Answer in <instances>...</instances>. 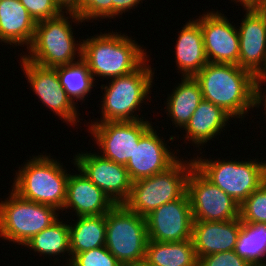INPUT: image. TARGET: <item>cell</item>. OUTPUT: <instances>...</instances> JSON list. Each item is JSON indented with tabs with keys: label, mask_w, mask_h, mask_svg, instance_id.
<instances>
[{
	"label": "cell",
	"mask_w": 266,
	"mask_h": 266,
	"mask_svg": "<svg viewBox=\"0 0 266 266\" xmlns=\"http://www.w3.org/2000/svg\"><path fill=\"white\" fill-rule=\"evenodd\" d=\"M194 78L203 100L220 106L233 118L243 120L255 108L254 95L261 81L238 65L208 62Z\"/></svg>",
	"instance_id": "cell-1"
},
{
	"label": "cell",
	"mask_w": 266,
	"mask_h": 266,
	"mask_svg": "<svg viewBox=\"0 0 266 266\" xmlns=\"http://www.w3.org/2000/svg\"><path fill=\"white\" fill-rule=\"evenodd\" d=\"M90 37L80 41L82 60L88 65L94 81L95 76L113 79L129 74L149 57L145 49L125 33L100 32Z\"/></svg>",
	"instance_id": "cell-2"
},
{
	"label": "cell",
	"mask_w": 266,
	"mask_h": 266,
	"mask_svg": "<svg viewBox=\"0 0 266 266\" xmlns=\"http://www.w3.org/2000/svg\"><path fill=\"white\" fill-rule=\"evenodd\" d=\"M71 21L77 24L83 22L79 16L68 10L55 18L37 22L33 41L27 48L29 54L24 53L21 56L40 66L53 68L80 61L82 42L75 40ZM76 54L79 55L77 61Z\"/></svg>",
	"instance_id": "cell-3"
},
{
	"label": "cell",
	"mask_w": 266,
	"mask_h": 266,
	"mask_svg": "<svg viewBox=\"0 0 266 266\" xmlns=\"http://www.w3.org/2000/svg\"><path fill=\"white\" fill-rule=\"evenodd\" d=\"M41 154L19 167L11 190L25 200L62 210L66 200L68 171L50 154Z\"/></svg>",
	"instance_id": "cell-4"
},
{
	"label": "cell",
	"mask_w": 266,
	"mask_h": 266,
	"mask_svg": "<svg viewBox=\"0 0 266 266\" xmlns=\"http://www.w3.org/2000/svg\"><path fill=\"white\" fill-rule=\"evenodd\" d=\"M147 61L149 62L148 58L129 74L110 79L108 86L101 85L105 91L101 101L102 116L97 122L91 123L144 119V117H138L136 111H140L142 103L150 99V88L153 87L155 76L153 68Z\"/></svg>",
	"instance_id": "cell-5"
},
{
	"label": "cell",
	"mask_w": 266,
	"mask_h": 266,
	"mask_svg": "<svg viewBox=\"0 0 266 266\" xmlns=\"http://www.w3.org/2000/svg\"><path fill=\"white\" fill-rule=\"evenodd\" d=\"M194 160H178L162 173L132 182L131 194L124 205L146 217L156 208L181 198L187 192V179Z\"/></svg>",
	"instance_id": "cell-6"
},
{
	"label": "cell",
	"mask_w": 266,
	"mask_h": 266,
	"mask_svg": "<svg viewBox=\"0 0 266 266\" xmlns=\"http://www.w3.org/2000/svg\"><path fill=\"white\" fill-rule=\"evenodd\" d=\"M108 251L123 265L145 261L148 233L146 219L124 204L115 205L105 214Z\"/></svg>",
	"instance_id": "cell-7"
},
{
	"label": "cell",
	"mask_w": 266,
	"mask_h": 266,
	"mask_svg": "<svg viewBox=\"0 0 266 266\" xmlns=\"http://www.w3.org/2000/svg\"><path fill=\"white\" fill-rule=\"evenodd\" d=\"M201 157H193L195 167L239 205L266 180V161H213Z\"/></svg>",
	"instance_id": "cell-8"
},
{
	"label": "cell",
	"mask_w": 266,
	"mask_h": 266,
	"mask_svg": "<svg viewBox=\"0 0 266 266\" xmlns=\"http://www.w3.org/2000/svg\"><path fill=\"white\" fill-rule=\"evenodd\" d=\"M57 211L52 206L25 200L12 190L6 200L0 201V238L24 246L60 219Z\"/></svg>",
	"instance_id": "cell-9"
},
{
	"label": "cell",
	"mask_w": 266,
	"mask_h": 266,
	"mask_svg": "<svg viewBox=\"0 0 266 266\" xmlns=\"http://www.w3.org/2000/svg\"><path fill=\"white\" fill-rule=\"evenodd\" d=\"M194 221H228L240 218V205L207 179L195 166L187 179Z\"/></svg>",
	"instance_id": "cell-10"
},
{
	"label": "cell",
	"mask_w": 266,
	"mask_h": 266,
	"mask_svg": "<svg viewBox=\"0 0 266 266\" xmlns=\"http://www.w3.org/2000/svg\"><path fill=\"white\" fill-rule=\"evenodd\" d=\"M145 120L91 123L88 130L101 149L103 158L126 165L133 155L135 145L152 126V123Z\"/></svg>",
	"instance_id": "cell-11"
},
{
	"label": "cell",
	"mask_w": 266,
	"mask_h": 266,
	"mask_svg": "<svg viewBox=\"0 0 266 266\" xmlns=\"http://www.w3.org/2000/svg\"><path fill=\"white\" fill-rule=\"evenodd\" d=\"M21 68L30 84V87L42 104L53 111L67 124L77 125L78 106H75L71 98L60 84L57 69L53 67H44L21 57ZM79 115H78V114Z\"/></svg>",
	"instance_id": "cell-12"
},
{
	"label": "cell",
	"mask_w": 266,
	"mask_h": 266,
	"mask_svg": "<svg viewBox=\"0 0 266 266\" xmlns=\"http://www.w3.org/2000/svg\"><path fill=\"white\" fill-rule=\"evenodd\" d=\"M77 154V155H76ZM73 164L111 200L124 204L131 194L132 181L125 165L103 158L99 153L77 152Z\"/></svg>",
	"instance_id": "cell-13"
},
{
	"label": "cell",
	"mask_w": 266,
	"mask_h": 266,
	"mask_svg": "<svg viewBox=\"0 0 266 266\" xmlns=\"http://www.w3.org/2000/svg\"><path fill=\"white\" fill-rule=\"evenodd\" d=\"M148 241L178 242L192 239L193 214L187 192L146 217Z\"/></svg>",
	"instance_id": "cell-14"
},
{
	"label": "cell",
	"mask_w": 266,
	"mask_h": 266,
	"mask_svg": "<svg viewBox=\"0 0 266 266\" xmlns=\"http://www.w3.org/2000/svg\"><path fill=\"white\" fill-rule=\"evenodd\" d=\"M207 12L195 20L201 27L208 61L238 65L240 43L236 26L221 12Z\"/></svg>",
	"instance_id": "cell-15"
},
{
	"label": "cell",
	"mask_w": 266,
	"mask_h": 266,
	"mask_svg": "<svg viewBox=\"0 0 266 266\" xmlns=\"http://www.w3.org/2000/svg\"><path fill=\"white\" fill-rule=\"evenodd\" d=\"M238 30V66L266 82V18L259 10H245Z\"/></svg>",
	"instance_id": "cell-16"
},
{
	"label": "cell",
	"mask_w": 266,
	"mask_h": 266,
	"mask_svg": "<svg viewBox=\"0 0 266 266\" xmlns=\"http://www.w3.org/2000/svg\"><path fill=\"white\" fill-rule=\"evenodd\" d=\"M154 129L152 125L141 136L132 157L125 165L132 182L162 173L181 159L176 156L177 152L173 153L168 149L165 140Z\"/></svg>",
	"instance_id": "cell-17"
},
{
	"label": "cell",
	"mask_w": 266,
	"mask_h": 266,
	"mask_svg": "<svg viewBox=\"0 0 266 266\" xmlns=\"http://www.w3.org/2000/svg\"><path fill=\"white\" fill-rule=\"evenodd\" d=\"M69 174L66 200L61 211L73 209L76 217L106 214L116 204L77 168Z\"/></svg>",
	"instance_id": "cell-18"
},
{
	"label": "cell",
	"mask_w": 266,
	"mask_h": 266,
	"mask_svg": "<svg viewBox=\"0 0 266 266\" xmlns=\"http://www.w3.org/2000/svg\"><path fill=\"white\" fill-rule=\"evenodd\" d=\"M242 227L240 218L228 221H194L192 241L197 258L235 249Z\"/></svg>",
	"instance_id": "cell-19"
},
{
	"label": "cell",
	"mask_w": 266,
	"mask_h": 266,
	"mask_svg": "<svg viewBox=\"0 0 266 266\" xmlns=\"http://www.w3.org/2000/svg\"><path fill=\"white\" fill-rule=\"evenodd\" d=\"M35 28V20L19 0H0L1 44L13 47L26 45L28 48L33 41Z\"/></svg>",
	"instance_id": "cell-20"
},
{
	"label": "cell",
	"mask_w": 266,
	"mask_h": 266,
	"mask_svg": "<svg viewBox=\"0 0 266 266\" xmlns=\"http://www.w3.org/2000/svg\"><path fill=\"white\" fill-rule=\"evenodd\" d=\"M175 64L183 77H194L209 62L200 24L190 19L180 30L175 45Z\"/></svg>",
	"instance_id": "cell-21"
},
{
	"label": "cell",
	"mask_w": 266,
	"mask_h": 266,
	"mask_svg": "<svg viewBox=\"0 0 266 266\" xmlns=\"http://www.w3.org/2000/svg\"><path fill=\"white\" fill-rule=\"evenodd\" d=\"M230 119H232V116L223 108L212 102L202 100L183 128L186 133L183 139L186 138V141H192L196 147L203 146L215 138L216 135H220Z\"/></svg>",
	"instance_id": "cell-22"
},
{
	"label": "cell",
	"mask_w": 266,
	"mask_h": 266,
	"mask_svg": "<svg viewBox=\"0 0 266 266\" xmlns=\"http://www.w3.org/2000/svg\"><path fill=\"white\" fill-rule=\"evenodd\" d=\"M177 85L168 95L164 110L166 109L174 126L183 130L203 97L200 85L194 77H182L181 83Z\"/></svg>",
	"instance_id": "cell-23"
},
{
	"label": "cell",
	"mask_w": 266,
	"mask_h": 266,
	"mask_svg": "<svg viewBox=\"0 0 266 266\" xmlns=\"http://www.w3.org/2000/svg\"><path fill=\"white\" fill-rule=\"evenodd\" d=\"M70 231V258L67 264L80 252L105 246L106 219L105 214L97 216H80L75 223L69 224Z\"/></svg>",
	"instance_id": "cell-24"
},
{
	"label": "cell",
	"mask_w": 266,
	"mask_h": 266,
	"mask_svg": "<svg viewBox=\"0 0 266 266\" xmlns=\"http://www.w3.org/2000/svg\"><path fill=\"white\" fill-rule=\"evenodd\" d=\"M144 262L150 266H198L192 239L178 242L148 241Z\"/></svg>",
	"instance_id": "cell-25"
},
{
	"label": "cell",
	"mask_w": 266,
	"mask_h": 266,
	"mask_svg": "<svg viewBox=\"0 0 266 266\" xmlns=\"http://www.w3.org/2000/svg\"><path fill=\"white\" fill-rule=\"evenodd\" d=\"M34 252L40 253V255L53 256V262L59 261L60 254L65 252L70 256V231L69 224L63 223V220L59 219L51 226L43 229L40 233L34 235L25 245ZM47 255V256H46ZM59 256V257H56Z\"/></svg>",
	"instance_id": "cell-26"
},
{
	"label": "cell",
	"mask_w": 266,
	"mask_h": 266,
	"mask_svg": "<svg viewBox=\"0 0 266 266\" xmlns=\"http://www.w3.org/2000/svg\"><path fill=\"white\" fill-rule=\"evenodd\" d=\"M234 251L250 265H265L266 223H242Z\"/></svg>",
	"instance_id": "cell-27"
},
{
	"label": "cell",
	"mask_w": 266,
	"mask_h": 266,
	"mask_svg": "<svg viewBox=\"0 0 266 266\" xmlns=\"http://www.w3.org/2000/svg\"><path fill=\"white\" fill-rule=\"evenodd\" d=\"M55 68L60 84L71 100L76 104L78 100L84 102V98L88 97L87 94L91 92L95 84L88 65L81 59L76 63Z\"/></svg>",
	"instance_id": "cell-28"
},
{
	"label": "cell",
	"mask_w": 266,
	"mask_h": 266,
	"mask_svg": "<svg viewBox=\"0 0 266 266\" xmlns=\"http://www.w3.org/2000/svg\"><path fill=\"white\" fill-rule=\"evenodd\" d=\"M66 10L79 16L83 22L112 19L114 18V0H73Z\"/></svg>",
	"instance_id": "cell-29"
},
{
	"label": "cell",
	"mask_w": 266,
	"mask_h": 266,
	"mask_svg": "<svg viewBox=\"0 0 266 266\" xmlns=\"http://www.w3.org/2000/svg\"><path fill=\"white\" fill-rule=\"evenodd\" d=\"M242 223H266V180L240 205Z\"/></svg>",
	"instance_id": "cell-30"
},
{
	"label": "cell",
	"mask_w": 266,
	"mask_h": 266,
	"mask_svg": "<svg viewBox=\"0 0 266 266\" xmlns=\"http://www.w3.org/2000/svg\"><path fill=\"white\" fill-rule=\"evenodd\" d=\"M68 266H123L106 248L101 246L76 254Z\"/></svg>",
	"instance_id": "cell-31"
},
{
	"label": "cell",
	"mask_w": 266,
	"mask_h": 266,
	"mask_svg": "<svg viewBox=\"0 0 266 266\" xmlns=\"http://www.w3.org/2000/svg\"><path fill=\"white\" fill-rule=\"evenodd\" d=\"M27 9L35 22L52 19L59 16L63 10L57 0H19Z\"/></svg>",
	"instance_id": "cell-32"
},
{
	"label": "cell",
	"mask_w": 266,
	"mask_h": 266,
	"mask_svg": "<svg viewBox=\"0 0 266 266\" xmlns=\"http://www.w3.org/2000/svg\"><path fill=\"white\" fill-rule=\"evenodd\" d=\"M198 266H251L244 258L239 257L236 252H218L198 259Z\"/></svg>",
	"instance_id": "cell-33"
},
{
	"label": "cell",
	"mask_w": 266,
	"mask_h": 266,
	"mask_svg": "<svg viewBox=\"0 0 266 266\" xmlns=\"http://www.w3.org/2000/svg\"><path fill=\"white\" fill-rule=\"evenodd\" d=\"M142 2L143 0H114V18L130 11L134 7L137 8V5Z\"/></svg>",
	"instance_id": "cell-34"
},
{
	"label": "cell",
	"mask_w": 266,
	"mask_h": 266,
	"mask_svg": "<svg viewBox=\"0 0 266 266\" xmlns=\"http://www.w3.org/2000/svg\"><path fill=\"white\" fill-rule=\"evenodd\" d=\"M261 86H262V82L258 85L255 95H254V107H257V106L259 107L260 105L264 103L263 106H264L265 116H266V89L263 91L264 88H262Z\"/></svg>",
	"instance_id": "cell-35"
},
{
	"label": "cell",
	"mask_w": 266,
	"mask_h": 266,
	"mask_svg": "<svg viewBox=\"0 0 266 266\" xmlns=\"http://www.w3.org/2000/svg\"><path fill=\"white\" fill-rule=\"evenodd\" d=\"M240 3L244 10H258L263 4L264 0H231Z\"/></svg>",
	"instance_id": "cell-36"
},
{
	"label": "cell",
	"mask_w": 266,
	"mask_h": 266,
	"mask_svg": "<svg viewBox=\"0 0 266 266\" xmlns=\"http://www.w3.org/2000/svg\"><path fill=\"white\" fill-rule=\"evenodd\" d=\"M62 7L66 10L73 2V0H57Z\"/></svg>",
	"instance_id": "cell-37"
},
{
	"label": "cell",
	"mask_w": 266,
	"mask_h": 266,
	"mask_svg": "<svg viewBox=\"0 0 266 266\" xmlns=\"http://www.w3.org/2000/svg\"><path fill=\"white\" fill-rule=\"evenodd\" d=\"M266 18V0H264L263 4L261 7L258 9Z\"/></svg>",
	"instance_id": "cell-38"
},
{
	"label": "cell",
	"mask_w": 266,
	"mask_h": 266,
	"mask_svg": "<svg viewBox=\"0 0 266 266\" xmlns=\"http://www.w3.org/2000/svg\"><path fill=\"white\" fill-rule=\"evenodd\" d=\"M133 266H150V265H148L146 262H140V263L133 265Z\"/></svg>",
	"instance_id": "cell-39"
},
{
	"label": "cell",
	"mask_w": 266,
	"mask_h": 266,
	"mask_svg": "<svg viewBox=\"0 0 266 266\" xmlns=\"http://www.w3.org/2000/svg\"><path fill=\"white\" fill-rule=\"evenodd\" d=\"M251 266H266V264L265 265H251Z\"/></svg>",
	"instance_id": "cell-40"
}]
</instances>
